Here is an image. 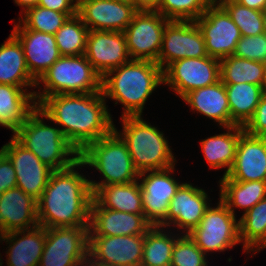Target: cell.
I'll return each mask as SVG.
<instances>
[{"label":"cell","instance_id":"f5cc1de1","mask_svg":"<svg viewBox=\"0 0 266 266\" xmlns=\"http://www.w3.org/2000/svg\"><path fill=\"white\" fill-rule=\"evenodd\" d=\"M115 1H120L124 3H131L133 5V0H115Z\"/></svg>","mask_w":266,"mask_h":266},{"label":"cell","instance_id":"d4e9b609","mask_svg":"<svg viewBox=\"0 0 266 266\" xmlns=\"http://www.w3.org/2000/svg\"><path fill=\"white\" fill-rule=\"evenodd\" d=\"M182 101L187 103L191 110L203 114L209 119L218 122L219 126H234L231 121L230 107L225 84L220 80L215 84L188 92Z\"/></svg>","mask_w":266,"mask_h":266},{"label":"cell","instance_id":"4316f807","mask_svg":"<svg viewBox=\"0 0 266 266\" xmlns=\"http://www.w3.org/2000/svg\"><path fill=\"white\" fill-rule=\"evenodd\" d=\"M0 84L27 87H37V81L31 76L22 44L11 32L9 38L0 45Z\"/></svg>","mask_w":266,"mask_h":266},{"label":"cell","instance_id":"277c9868","mask_svg":"<svg viewBox=\"0 0 266 266\" xmlns=\"http://www.w3.org/2000/svg\"><path fill=\"white\" fill-rule=\"evenodd\" d=\"M120 135L127 145L135 169L144 171L163 170L175 166L176 159L168 140L157 127L148 124L140 116H123Z\"/></svg>","mask_w":266,"mask_h":266},{"label":"cell","instance_id":"603a6c76","mask_svg":"<svg viewBox=\"0 0 266 266\" xmlns=\"http://www.w3.org/2000/svg\"><path fill=\"white\" fill-rule=\"evenodd\" d=\"M37 226V201L19 187L5 191L0 202V233L29 230Z\"/></svg>","mask_w":266,"mask_h":266},{"label":"cell","instance_id":"8992f818","mask_svg":"<svg viewBox=\"0 0 266 266\" xmlns=\"http://www.w3.org/2000/svg\"><path fill=\"white\" fill-rule=\"evenodd\" d=\"M79 158L98 170L104 177L101 182L89 180L90 187H102L111 184H125L139 181V172L124 140L113 129L108 135L90 143Z\"/></svg>","mask_w":266,"mask_h":266},{"label":"cell","instance_id":"816d5d0a","mask_svg":"<svg viewBox=\"0 0 266 266\" xmlns=\"http://www.w3.org/2000/svg\"><path fill=\"white\" fill-rule=\"evenodd\" d=\"M204 2H205L208 6H215V7H217V0H204Z\"/></svg>","mask_w":266,"mask_h":266},{"label":"cell","instance_id":"9a60e30c","mask_svg":"<svg viewBox=\"0 0 266 266\" xmlns=\"http://www.w3.org/2000/svg\"><path fill=\"white\" fill-rule=\"evenodd\" d=\"M88 261L98 264L140 266L144 235H89Z\"/></svg>","mask_w":266,"mask_h":266},{"label":"cell","instance_id":"ffe728a7","mask_svg":"<svg viewBox=\"0 0 266 266\" xmlns=\"http://www.w3.org/2000/svg\"><path fill=\"white\" fill-rule=\"evenodd\" d=\"M12 33L21 42L28 70L36 81L62 56L55 34L28 30L20 24H15Z\"/></svg>","mask_w":266,"mask_h":266},{"label":"cell","instance_id":"5b68a950","mask_svg":"<svg viewBox=\"0 0 266 266\" xmlns=\"http://www.w3.org/2000/svg\"><path fill=\"white\" fill-rule=\"evenodd\" d=\"M43 117V111L37 107L12 136L53 171L66 169L79 159V152L59 127L46 125Z\"/></svg>","mask_w":266,"mask_h":266},{"label":"cell","instance_id":"83f0119b","mask_svg":"<svg viewBox=\"0 0 266 266\" xmlns=\"http://www.w3.org/2000/svg\"><path fill=\"white\" fill-rule=\"evenodd\" d=\"M93 201L99 206L115 211L144 214L139 182L91 187Z\"/></svg>","mask_w":266,"mask_h":266},{"label":"cell","instance_id":"4dcf8cb0","mask_svg":"<svg viewBox=\"0 0 266 266\" xmlns=\"http://www.w3.org/2000/svg\"><path fill=\"white\" fill-rule=\"evenodd\" d=\"M230 107L231 121L244 127L251 119L261 97L264 94L263 86L251 83L225 84Z\"/></svg>","mask_w":266,"mask_h":266},{"label":"cell","instance_id":"1f68e13d","mask_svg":"<svg viewBox=\"0 0 266 266\" xmlns=\"http://www.w3.org/2000/svg\"><path fill=\"white\" fill-rule=\"evenodd\" d=\"M239 220V239L244 252L266 248V197L255 204Z\"/></svg>","mask_w":266,"mask_h":266},{"label":"cell","instance_id":"484cf974","mask_svg":"<svg viewBox=\"0 0 266 266\" xmlns=\"http://www.w3.org/2000/svg\"><path fill=\"white\" fill-rule=\"evenodd\" d=\"M34 93L20 86L0 84V125L15 134L38 107Z\"/></svg>","mask_w":266,"mask_h":266},{"label":"cell","instance_id":"bcb514c9","mask_svg":"<svg viewBox=\"0 0 266 266\" xmlns=\"http://www.w3.org/2000/svg\"><path fill=\"white\" fill-rule=\"evenodd\" d=\"M15 4L18 6H21L23 8L22 12L23 13L26 9L30 7L37 6L38 0H14Z\"/></svg>","mask_w":266,"mask_h":266},{"label":"cell","instance_id":"11a10c76","mask_svg":"<svg viewBox=\"0 0 266 266\" xmlns=\"http://www.w3.org/2000/svg\"><path fill=\"white\" fill-rule=\"evenodd\" d=\"M1 261H3V260H1V257H0V266H2V264H3V262H1Z\"/></svg>","mask_w":266,"mask_h":266},{"label":"cell","instance_id":"c3c4849f","mask_svg":"<svg viewBox=\"0 0 266 266\" xmlns=\"http://www.w3.org/2000/svg\"><path fill=\"white\" fill-rule=\"evenodd\" d=\"M262 21L264 33L266 34V9L262 11Z\"/></svg>","mask_w":266,"mask_h":266},{"label":"cell","instance_id":"ee69618b","mask_svg":"<svg viewBox=\"0 0 266 266\" xmlns=\"http://www.w3.org/2000/svg\"><path fill=\"white\" fill-rule=\"evenodd\" d=\"M159 0H133V5L138 11L156 10Z\"/></svg>","mask_w":266,"mask_h":266},{"label":"cell","instance_id":"9c48e42d","mask_svg":"<svg viewBox=\"0 0 266 266\" xmlns=\"http://www.w3.org/2000/svg\"><path fill=\"white\" fill-rule=\"evenodd\" d=\"M218 206H210L200 223L188 235L207 255L208 252H224L240 242L239 221L221 201Z\"/></svg>","mask_w":266,"mask_h":266},{"label":"cell","instance_id":"b9f144b4","mask_svg":"<svg viewBox=\"0 0 266 266\" xmlns=\"http://www.w3.org/2000/svg\"><path fill=\"white\" fill-rule=\"evenodd\" d=\"M16 172L10 159L0 150V192L16 187Z\"/></svg>","mask_w":266,"mask_h":266},{"label":"cell","instance_id":"681fc988","mask_svg":"<svg viewBox=\"0 0 266 266\" xmlns=\"http://www.w3.org/2000/svg\"><path fill=\"white\" fill-rule=\"evenodd\" d=\"M264 64V81H263V90L266 92V61L263 63Z\"/></svg>","mask_w":266,"mask_h":266},{"label":"cell","instance_id":"ab89813d","mask_svg":"<svg viewBox=\"0 0 266 266\" xmlns=\"http://www.w3.org/2000/svg\"><path fill=\"white\" fill-rule=\"evenodd\" d=\"M233 55L264 63L266 61V34L242 36L237 43Z\"/></svg>","mask_w":266,"mask_h":266},{"label":"cell","instance_id":"f6af8a7d","mask_svg":"<svg viewBox=\"0 0 266 266\" xmlns=\"http://www.w3.org/2000/svg\"><path fill=\"white\" fill-rule=\"evenodd\" d=\"M236 2L254 10L263 11L266 9V0H237Z\"/></svg>","mask_w":266,"mask_h":266},{"label":"cell","instance_id":"2e32d148","mask_svg":"<svg viewBox=\"0 0 266 266\" xmlns=\"http://www.w3.org/2000/svg\"><path fill=\"white\" fill-rule=\"evenodd\" d=\"M11 161L16 172V187L38 201L47 187L53 170L14 137L0 149Z\"/></svg>","mask_w":266,"mask_h":266},{"label":"cell","instance_id":"7a4b0ae2","mask_svg":"<svg viewBox=\"0 0 266 266\" xmlns=\"http://www.w3.org/2000/svg\"><path fill=\"white\" fill-rule=\"evenodd\" d=\"M79 158L66 169L53 171L37 201L38 225L45 228L89 226L93 192L89 179L75 170Z\"/></svg>","mask_w":266,"mask_h":266},{"label":"cell","instance_id":"db71d44e","mask_svg":"<svg viewBox=\"0 0 266 266\" xmlns=\"http://www.w3.org/2000/svg\"><path fill=\"white\" fill-rule=\"evenodd\" d=\"M2 196H3V193L0 192V202H1V200H2Z\"/></svg>","mask_w":266,"mask_h":266},{"label":"cell","instance_id":"7dc6e473","mask_svg":"<svg viewBox=\"0 0 266 266\" xmlns=\"http://www.w3.org/2000/svg\"><path fill=\"white\" fill-rule=\"evenodd\" d=\"M237 0H217V7H223L225 4L230 2H236Z\"/></svg>","mask_w":266,"mask_h":266},{"label":"cell","instance_id":"d6a6232c","mask_svg":"<svg viewBox=\"0 0 266 266\" xmlns=\"http://www.w3.org/2000/svg\"><path fill=\"white\" fill-rule=\"evenodd\" d=\"M162 228V229H161ZM164 227L152 226L144 235L140 266H170L175 241L180 237L169 235ZM173 236V237H172Z\"/></svg>","mask_w":266,"mask_h":266},{"label":"cell","instance_id":"d590c367","mask_svg":"<svg viewBox=\"0 0 266 266\" xmlns=\"http://www.w3.org/2000/svg\"><path fill=\"white\" fill-rule=\"evenodd\" d=\"M19 18V24L28 30L55 34L66 22L69 16L66 13L56 12L40 6L26 9Z\"/></svg>","mask_w":266,"mask_h":266},{"label":"cell","instance_id":"74e56055","mask_svg":"<svg viewBox=\"0 0 266 266\" xmlns=\"http://www.w3.org/2000/svg\"><path fill=\"white\" fill-rule=\"evenodd\" d=\"M223 8L240 29L241 36H255L264 33L262 11L250 9L238 2L227 3Z\"/></svg>","mask_w":266,"mask_h":266},{"label":"cell","instance_id":"cb8c5ba5","mask_svg":"<svg viewBox=\"0 0 266 266\" xmlns=\"http://www.w3.org/2000/svg\"><path fill=\"white\" fill-rule=\"evenodd\" d=\"M1 240H6L5 243L9 244L6 251L7 266H39L46 240V228L38 225L29 230L0 233Z\"/></svg>","mask_w":266,"mask_h":266},{"label":"cell","instance_id":"6da1fadb","mask_svg":"<svg viewBox=\"0 0 266 266\" xmlns=\"http://www.w3.org/2000/svg\"><path fill=\"white\" fill-rule=\"evenodd\" d=\"M101 92L47 96L38 108L45 119L59 124L62 134L79 154L114 129Z\"/></svg>","mask_w":266,"mask_h":266},{"label":"cell","instance_id":"f1b7e54d","mask_svg":"<svg viewBox=\"0 0 266 266\" xmlns=\"http://www.w3.org/2000/svg\"><path fill=\"white\" fill-rule=\"evenodd\" d=\"M227 132L210 136L201 141L203 155L211 169L226 168L223 177L231 169L236 156L240 135L244 132L241 126L226 127Z\"/></svg>","mask_w":266,"mask_h":266},{"label":"cell","instance_id":"f546056e","mask_svg":"<svg viewBox=\"0 0 266 266\" xmlns=\"http://www.w3.org/2000/svg\"><path fill=\"white\" fill-rule=\"evenodd\" d=\"M219 184L220 200L234 215V208L244 209L245 214L266 197V181H234L225 176Z\"/></svg>","mask_w":266,"mask_h":266},{"label":"cell","instance_id":"e0dca14e","mask_svg":"<svg viewBox=\"0 0 266 266\" xmlns=\"http://www.w3.org/2000/svg\"><path fill=\"white\" fill-rule=\"evenodd\" d=\"M84 55L101 77L131 60L125 35L119 31H89Z\"/></svg>","mask_w":266,"mask_h":266},{"label":"cell","instance_id":"836d02e7","mask_svg":"<svg viewBox=\"0 0 266 266\" xmlns=\"http://www.w3.org/2000/svg\"><path fill=\"white\" fill-rule=\"evenodd\" d=\"M220 80L224 84L251 83L262 86L264 64L231 55L220 60Z\"/></svg>","mask_w":266,"mask_h":266},{"label":"cell","instance_id":"7bdbcfd3","mask_svg":"<svg viewBox=\"0 0 266 266\" xmlns=\"http://www.w3.org/2000/svg\"><path fill=\"white\" fill-rule=\"evenodd\" d=\"M37 5L72 17L77 14L78 0H38Z\"/></svg>","mask_w":266,"mask_h":266},{"label":"cell","instance_id":"d6986e66","mask_svg":"<svg viewBox=\"0 0 266 266\" xmlns=\"http://www.w3.org/2000/svg\"><path fill=\"white\" fill-rule=\"evenodd\" d=\"M209 201L204 189L195 187L191 183H182L170 201L166 219L159 226L166 228L173 224L183 229L184 234H189L199 225L210 207Z\"/></svg>","mask_w":266,"mask_h":266},{"label":"cell","instance_id":"8fae6325","mask_svg":"<svg viewBox=\"0 0 266 266\" xmlns=\"http://www.w3.org/2000/svg\"><path fill=\"white\" fill-rule=\"evenodd\" d=\"M220 81V60L206 56L184 58L163 70V84H167L182 99L188 92Z\"/></svg>","mask_w":266,"mask_h":266},{"label":"cell","instance_id":"5bb4252c","mask_svg":"<svg viewBox=\"0 0 266 266\" xmlns=\"http://www.w3.org/2000/svg\"><path fill=\"white\" fill-rule=\"evenodd\" d=\"M174 166L163 169L144 171L139 173L143 210L146 220L152 226H159L169 211L171 199L182 183L173 178ZM147 174V175H146Z\"/></svg>","mask_w":266,"mask_h":266},{"label":"cell","instance_id":"ac0fdd59","mask_svg":"<svg viewBox=\"0 0 266 266\" xmlns=\"http://www.w3.org/2000/svg\"><path fill=\"white\" fill-rule=\"evenodd\" d=\"M138 10L131 3L115 0H78L77 15L89 31L123 32Z\"/></svg>","mask_w":266,"mask_h":266},{"label":"cell","instance_id":"ba28073f","mask_svg":"<svg viewBox=\"0 0 266 266\" xmlns=\"http://www.w3.org/2000/svg\"><path fill=\"white\" fill-rule=\"evenodd\" d=\"M89 226L46 228L39 266H86Z\"/></svg>","mask_w":266,"mask_h":266},{"label":"cell","instance_id":"44dd1931","mask_svg":"<svg viewBox=\"0 0 266 266\" xmlns=\"http://www.w3.org/2000/svg\"><path fill=\"white\" fill-rule=\"evenodd\" d=\"M152 227L144 214H134L99 207L93 200L90 207L89 235H145Z\"/></svg>","mask_w":266,"mask_h":266},{"label":"cell","instance_id":"8d00e7d4","mask_svg":"<svg viewBox=\"0 0 266 266\" xmlns=\"http://www.w3.org/2000/svg\"><path fill=\"white\" fill-rule=\"evenodd\" d=\"M207 7L204 0H159L156 11L169 20L195 21Z\"/></svg>","mask_w":266,"mask_h":266},{"label":"cell","instance_id":"4fadbf2b","mask_svg":"<svg viewBox=\"0 0 266 266\" xmlns=\"http://www.w3.org/2000/svg\"><path fill=\"white\" fill-rule=\"evenodd\" d=\"M195 22L202 32L210 57L221 60L233 55L242 36L223 7L208 6Z\"/></svg>","mask_w":266,"mask_h":266},{"label":"cell","instance_id":"e575fe53","mask_svg":"<svg viewBox=\"0 0 266 266\" xmlns=\"http://www.w3.org/2000/svg\"><path fill=\"white\" fill-rule=\"evenodd\" d=\"M89 29L76 14L69 17L55 33L56 44L62 56L83 55Z\"/></svg>","mask_w":266,"mask_h":266},{"label":"cell","instance_id":"7402d4cb","mask_svg":"<svg viewBox=\"0 0 266 266\" xmlns=\"http://www.w3.org/2000/svg\"><path fill=\"white\" fill-rule=\"evenodd\" d=\"M226 177L234 181H266V137L244 131Z\"/></svg>","mask_w":266,"mask_h":266},{"label":"cell","instance_id":"52a82bcc","mask_svg":"<svg viewBox=\"0 0 266 266\" xmlns=\"http://www.w3.org/2000/svg\"><path fill=\"white\" fill-rule=\"evenodd\" d=\"M102 77L94 70L85 55L61 56L37 81L43 92H35L37 106L50 95L101 92ZM40 84V85H39Z\"/></svg>","mask_w":266,"mask_h":266},{"label":"cell","instance_id":"f35d334b","mask_svg":"<svg viewBox=\"0 0 266 266\" xmlns=\"http://www.w3.org/2000/svg\"><path fill=\"white\" fill-rule=\"evenodd\" d=\"M181 234L175 241L170 266H208L207 255L188 234Z\"/></svg>","mask_w":266,"mask_h":266},{"label":"cell","instance_id":"30bf717a","mask_svg":"<svg viewBox=\"0 0 266 266\" xmlns=\"http://www.w3.org/2000/svg\"><path fill=\"white\" fill-rule=\"evenodd\" d=\"M169 21L156 10L137 11L123 31L130 58L158 64L164 29Z\"/></svg>","mask_w":266,"mask_h":266},{"label":"cell","instance_id":"f907efd6","mask_svg":"<svg viewBox=\"0 0 266 266\" xmlns=\"http://www.w3.org/2000/svg\"><path fill=\"white\" fill-rule=\"evenodd\" d=\"M86 266H119V265H107V264H98L94 262H87Z\"/></svg>","mask_w":266,"mask_h":266},{"label":"cell","instance_id":"60d3db41","mask_svg":"<svg viewBox=\"0 0 266 266\" xmlns=\"http://www.w3.org/2000/svg\"><path fill=\"white\" fill-rule=\"evenodd\" d=\"M243 128L250 135L266 137V92L261 97L253 116Z\"/></svg>","mask_w":266,"mask_h":266},{"label":"cell","instance_id":"3957f363","mask_svg":"<svg viewBox=\"0 0 266 266\" xmlns=\"http://www.w3.org/2000/svg\"><path fill=\"white\" fill-rule=\"evenodd\" d=\"M159 84H163V70L156 62L131 59L102 77L101 91L105 99L124 106L121 117L140 116Z\"/></svg>","mask_w":266,"mask_h":266},{"label":"cell","instance_id":"7c38bea8","mask_svg":"<svg viewBox=\"0 0 266 266\" xmlns=\"http://www.w3.org/2000/svg\"><path fill=\"white\" fill-rule=\"evenodd\" d=\"M209 56L195 21L170 20L164 29L158 65L164 70L174 61Z\"/></svg>","mask_w":266,"mask_h":266}]
</instances>
